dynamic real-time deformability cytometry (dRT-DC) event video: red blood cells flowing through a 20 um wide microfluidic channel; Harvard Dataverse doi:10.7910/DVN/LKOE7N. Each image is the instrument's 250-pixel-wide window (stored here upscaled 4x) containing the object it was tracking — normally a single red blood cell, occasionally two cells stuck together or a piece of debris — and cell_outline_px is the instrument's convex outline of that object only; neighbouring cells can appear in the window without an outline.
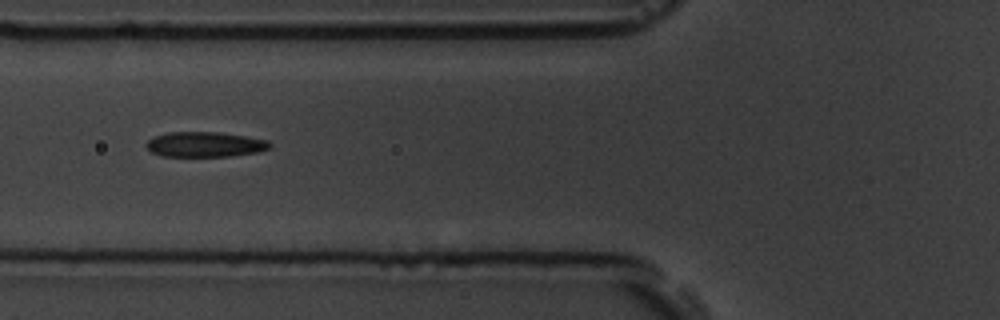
{"species": "common noctule bat (a hibernating species)", "species_latin": "Nyctalus noctula", "temperature_condition": "room temperature", "stored_images_in_passage": 16, "camera_frame_rate_fps": 3000, "um_per_image_px": 0.085, "animal": {"sex": "male", "body_mass_g": 19.5, "forearm_length_mm": 54.6}, "frame": {"image": 1, "passage_image": 7, "time_ms": 7.667, "image_size_px": [1000, 320], "cell_outline_px": [[272, 144], [268, 148], [256, 152], [228, 156], [160, 156], [152, 152], [144, 144], [148, 140], [156, 136], [168, 132], [220, 132], [268, 140]], "centroid_in_image_um": [17.39, 12.27], "position_along_channel_um": 108.4, "area_um2": 17.92}}
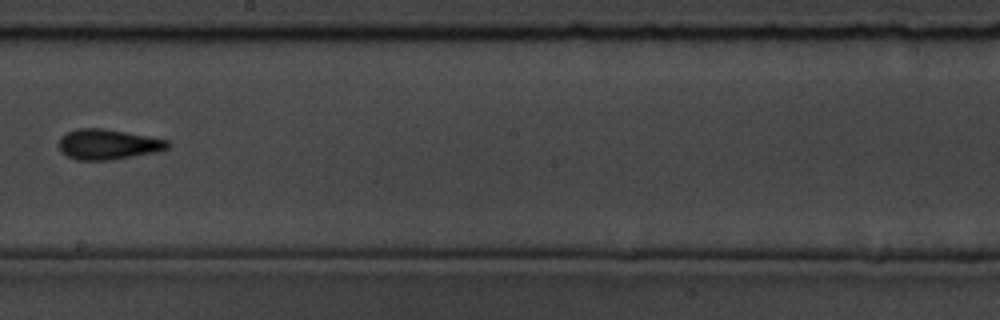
{"frame": {"image": 2, "passage_image": 10, "time_ms": 11.333, "image_size_px": [1000, 320], "cell_outline_px": [[172, 144], [168, 148], [156, 152], [112, 160], [76, 160], [68, 156], [60, 148], [60, 136], [76, 128], [104, 128], [148, 136], [168, 140]], "centroid_in_image_um": [9.21, 12.26], "position_along_channel_um": 239.0, "area_um2": 19.19}}
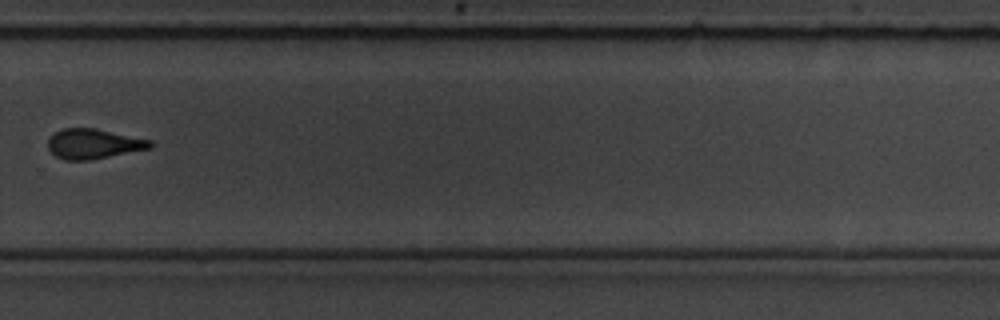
{"frame": {"image": 3, "passage_image": 12, "time_ms": 13.667, "image_size_px": [1000, 320], "cell_outline_px": [[156, 144], [152, 148], [88, 160], [64, 160], [56, 156], [48, 148], [48, 136], [64, 128], [96, 128], [152, 140]], "centroid_in_image_um": [7.97, 12.22], "position_along_channel_um": 321.8, "area_um2": 17.92}, "authors_computed_cell_mechanics": {"area_um2": 17.918, "velocity_mm_per_s": 3.566, "shape_relaxation_time_tau1_ms": 2.6625, "shape_relaxation_time_tau2_ms": 3.0542, "deformation_change_tau1": 0.1151, "deformation_change_tau2": 0.0974}}